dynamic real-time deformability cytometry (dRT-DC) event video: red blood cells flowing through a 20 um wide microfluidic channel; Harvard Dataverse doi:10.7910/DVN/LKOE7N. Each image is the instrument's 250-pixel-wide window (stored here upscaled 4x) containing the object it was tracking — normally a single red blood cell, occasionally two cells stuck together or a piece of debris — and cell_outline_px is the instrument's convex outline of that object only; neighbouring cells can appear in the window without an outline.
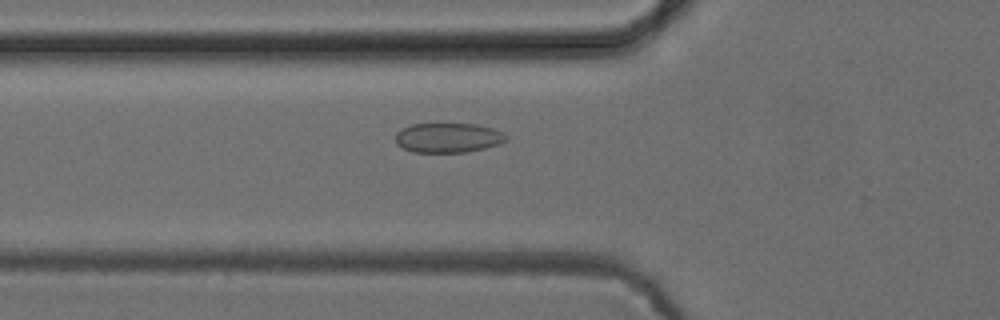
{"species": "common noctule bat (a hibernating species)", "species_latin": "Nyctalus noctula", "temperature_condition": "cold", "stored_images_in_passage": 21, "camera_frame_rate_fps": 3000, "um_per_image_px": 0.085, "animal": {"sex": "female", "body_mass_g": 24.6, "forearm_length_mm": 56.2}, "frame": {"image": 1, "passage_image": 11, "time_ms": 3.333, "image_size_px": [1000, 320], "cell_outline_px": [[504, 140], [500, 144], [484, 148], [464, 152], [412, 152], [396, 144], [396, 132], [400, 128], [412, 124], [476, 124], [492, 128], [504, 132]], "centroid_in_image_um": [38.04, 11.7], "position_along_channel_um": 87.8, "area_um2": 19.02}}
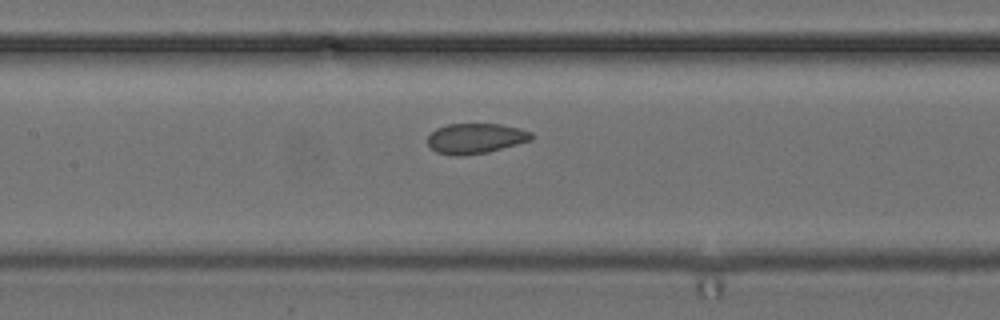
{"frame": {"image": 2, "passage_image": 17, "time_ms": 5.333, "image_size_px": [1000, 320], "cell_outline_px": [[532, 140], [488, 152], [464, 156], [456, 156], [436, 152], [428, 144], [428, 136], [436, 128], [448, 124], [500, 124], [520, 128], [532, 132]], "centroid_in_image_um": [40.43, 11.77], "position_along_channel_um": 167.0, "area_um2": 18.32}}
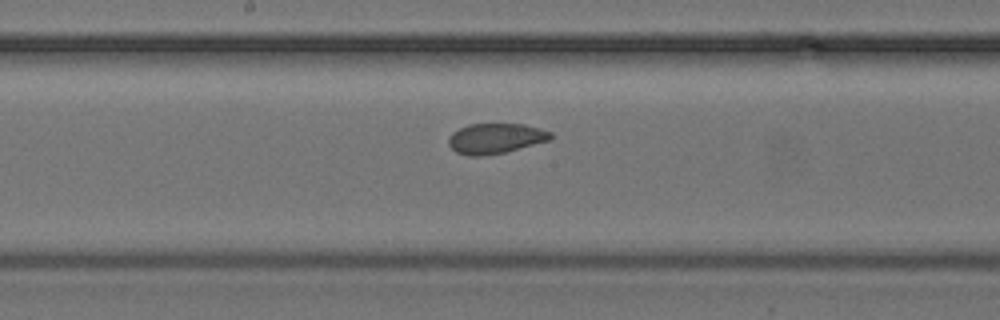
{"frame": {"image": 3, "passage_image": 20, "time_ms": 6.333, "image_size_px": [1000, 320], "cell_outline_px": [[552, 140], [504, 152], [480, 156], [468, 156], [456, 152], [448, 144], [448, 136], [452, 132], [468, 124], [524, 124], [540, 128], [552, 132]], "centroid_in_image_um": [42.12, 11.76], "position_along_channel_um": 206.1, "area_um2": 18.09}}